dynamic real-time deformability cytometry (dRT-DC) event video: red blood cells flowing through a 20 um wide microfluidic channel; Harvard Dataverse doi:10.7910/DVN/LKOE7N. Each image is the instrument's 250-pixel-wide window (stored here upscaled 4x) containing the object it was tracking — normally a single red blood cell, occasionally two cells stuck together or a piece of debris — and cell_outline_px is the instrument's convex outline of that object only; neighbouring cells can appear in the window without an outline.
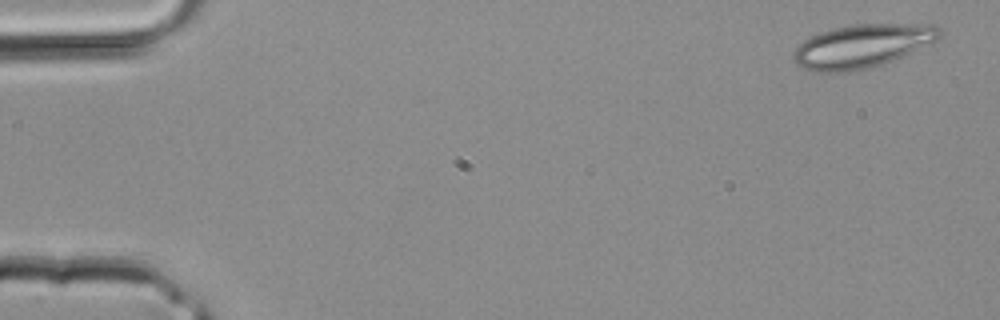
{"species": "common noctule bat (a hibernating species)", "species_latin": "Nyctalus noctula", "temperature_condition": "room temperature", "stored_images_in_passage": 3, "camera_frame_rate_fps": 3000, "um_per_image_px": 0.085, "animal": {"sex": "male", "body_mass_g": 20.4}, "frame": {"image": 1, "passage_image": 1, "time_ms": 0.0, "image_size_px": [1000, 320], "cell_outline_px": [[940, 40], [892, 60], [880, 64], [864, 68], [840, 72], [824, 72], [800, 68], [792, 60], [792, 52], [804, 40], [812, 36], [836, 28], [856, 24], [936, 24], [940, 28]], "centroid_in_image_um": [73.3, 3.9], "position_along_channel_um": 11.7, "area_um2": 36.53}}